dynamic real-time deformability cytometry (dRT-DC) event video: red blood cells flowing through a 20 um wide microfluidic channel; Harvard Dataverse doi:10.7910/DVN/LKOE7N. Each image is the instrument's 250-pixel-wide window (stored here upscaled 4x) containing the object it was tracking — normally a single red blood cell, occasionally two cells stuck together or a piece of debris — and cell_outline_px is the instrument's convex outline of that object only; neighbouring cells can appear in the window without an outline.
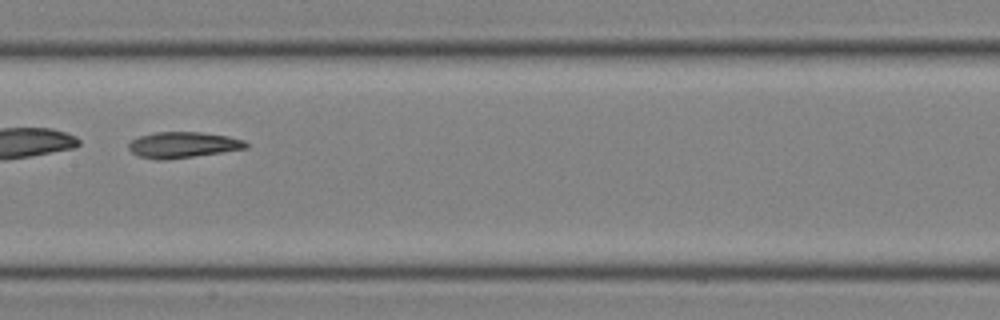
{"species": "common noctule bat (a hibernating species)", "species_latin": "Nyctalus noctula", "temperature_condition": "room temperature", "stored_images_in_passage": 22, "camera_frame_rate_fps": 3000, "um_per_image_px": 0.085, "animal": {"sex": "male", "body_mass_g": 19.0, "forearm_length_mm": 50.8}, "frame": {"image": 1, "passage_image": 10, "time_ms": 3.0, "image_size_px": [1000, 320], "cell_outline_px": [[248, 148], [164, 160], [156, 160], [140, 156], [132, 152], [128, 148], [128, 144], [132, 140], [140, 136], [156, 132], [200, 132], [228, 136], [244, 140], [248, 144]], "centroid_in_image_um": [15.54, 12.31], "position_along_channel_um": 191.9, "area_um2": 17.51}}